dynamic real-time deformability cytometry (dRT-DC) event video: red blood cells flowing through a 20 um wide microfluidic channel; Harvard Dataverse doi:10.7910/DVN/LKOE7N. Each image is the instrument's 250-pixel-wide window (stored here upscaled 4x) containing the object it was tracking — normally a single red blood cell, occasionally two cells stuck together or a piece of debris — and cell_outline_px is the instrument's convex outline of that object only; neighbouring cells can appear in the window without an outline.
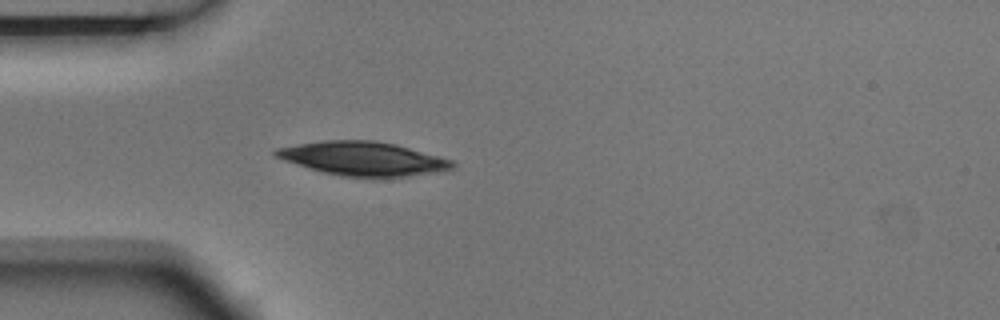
{"species": "Egyptian fruit bat (a non-hibernating species)", "species_latin": "Rousettus aegyptiacus", "temperature_condition": "room temperature", "stored_images_in_passage": 3, "camera_frame_rate_fps": 3000, "um_per_image_px": 0.085, "animal": {"sex": "male"}, "frame": {"image": 1, "passage_image": 3, "time_ms": 0.667, "image_size_px": [1000, 320], "cell_outline_px": [[456, 164], [452, 168], [436, 172], [404, 176], [344, 176], [324, 172], [308, 168], [284, 160], [276, 156], [272, 152], [276, 148], [324, 140], [376, 140], [396, 144], [452, 160]], "centroid_in_image_um": [30.85, 13.46], "position_along_channel_um": 54.2, "area_um2": 34.22}}